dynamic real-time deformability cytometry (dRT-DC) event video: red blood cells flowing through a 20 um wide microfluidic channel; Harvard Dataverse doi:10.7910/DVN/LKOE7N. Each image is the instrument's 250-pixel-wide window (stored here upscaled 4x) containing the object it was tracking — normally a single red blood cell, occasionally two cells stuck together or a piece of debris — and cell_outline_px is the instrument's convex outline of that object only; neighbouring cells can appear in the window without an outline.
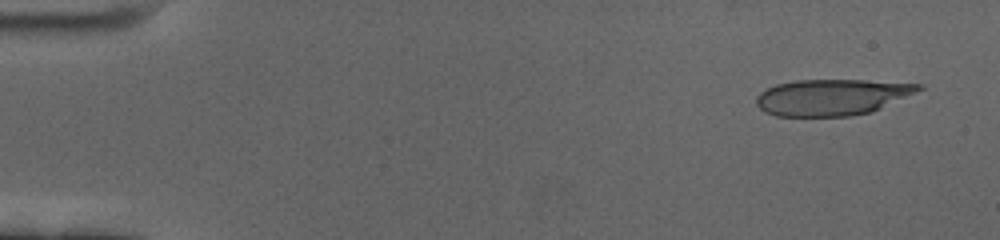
{"species": "human", "species_latin": "Homo sapiens", "temperature_condition": "cold", "stored_images_in_passage": 58, "camera_frame_rate_fps": 3000, "um_per_image_px": 0.085, "donor": {"sex": "female"}, "frame": {"image": 1, "passage_image": 3, "time_ms": 0.667, "image_size_px": [1000, 240], "cell_outline_px": [[924, 88], [916, 92], [872, 112], [852, 116], [776, 116], [764, 112], [756, 104], [756, 96], [760, 92], [776, 84], [796, 80], [864, 80], [924, 84]], "centroid_in_image_um": [70.71, 8.26], "position_along_channel_um": 14.3, "area_um2": 34.33}}
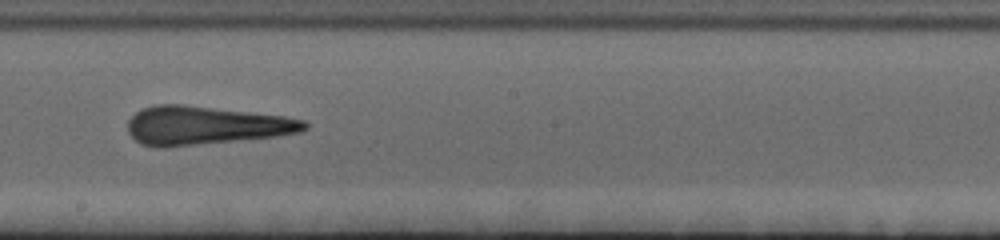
{"frame": {"image": 2, "passage_image": 33, "time_ms": 10.667, "image_size_px": [1000, 240], "cell_outline_px": [[308, 128], [300, 132], [276, 136], [164, 148], [156, 148], [140, 144], [128, 132], [128, 120], [136, 112], [144, 108], [156, 104], [180, 104], [284, 116], [304, 120], [308, 124]], "centroid_in_image_um": [17.43, 10.67], "position_along_channel_um": 230.8, "area_um2": 39.54}}
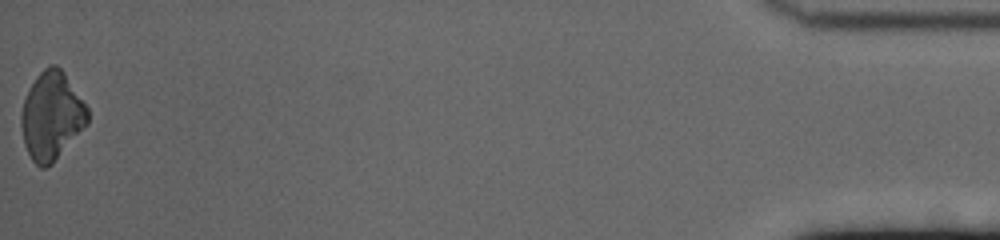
{"frame": {"image": 3, "passage_image": 58, "time_ms": 19.0, "image_size_px": [1000, 240], "cell_outline_px": [[88, 124], [52, 164], [44, 168], [40, 168], [32, 160], [24, 144], [20, 124], [20, 116], [24, 100], [36, 76], [48, 64], [56, 64], [64, 72], [88, 108]], "centroid_in_image_um": [4.38, 9.86], "position_along_channel_um": 430.8, "area_um2": 33.99}, "authors_computed_cell_mechanics": {"area_um2": 37.5989, "velocity_mm_per_s": 3.4714, "shape_relaxation_time_tau1_ms": 4.507, "shape_relaxation_time_tau2_ms": 1.8773, "deformation_change_tau1": 0.1885, "deformation_change_tau2": 0.1664}}